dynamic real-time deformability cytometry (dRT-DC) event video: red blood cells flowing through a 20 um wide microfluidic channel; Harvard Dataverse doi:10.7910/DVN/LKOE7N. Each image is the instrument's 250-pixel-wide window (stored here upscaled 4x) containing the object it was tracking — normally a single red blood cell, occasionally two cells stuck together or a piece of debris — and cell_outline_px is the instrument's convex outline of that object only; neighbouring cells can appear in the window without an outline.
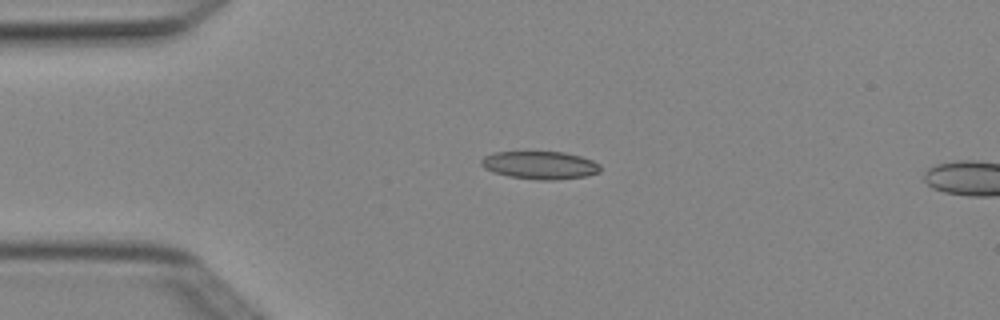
{"species": "Egyptian fruit bat (a non-hibernating species)", "species_latin": "Rousettus aegyptiacus", "temperature_condition": "cold", "stored_images_in_passage": 4, "camera_frame_rate_fps": 3000, "um_per_image_px": 0.085, "animal": {"sex": "female"}, "frame": {"image": 1, "passage_image": 3, "time_ms": 0.667, "image_size_px": [1000, 320], "cell_outline_px": [[600, 172], [588, 176], [552, 180], [540, 180], [508, 176], [484, 168], [480, 164], [480, 160], [484, 156], [492, 152], [528, 148], [564, 152], [580, 156], [592, 160], [600, 164]], "centroid_in_image_um": [45.85, 13.97], "position_along_channel_um": 39.1, "area_um2": 20.4}}